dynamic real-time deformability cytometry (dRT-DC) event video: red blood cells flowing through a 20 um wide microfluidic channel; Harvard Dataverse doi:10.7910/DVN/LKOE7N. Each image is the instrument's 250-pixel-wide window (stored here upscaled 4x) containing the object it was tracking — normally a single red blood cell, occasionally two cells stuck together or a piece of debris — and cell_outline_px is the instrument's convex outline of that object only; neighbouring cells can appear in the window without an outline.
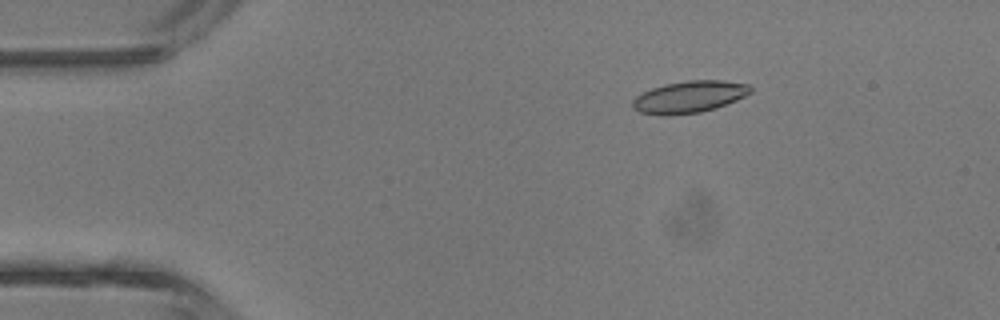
{"species": "common noctule bat (a hibernating species)", "species_latin": "Nyctalus noctula", "temperature_condition": "room temperature", "stored_images_in_passage": 6, "camera_frame_rate_fps": 3000, "um_per_image_px": 0.085, "animal": {"sex": "male", "body_mass_g": 13.3}, "frame": {"image": 1, "passage_image": 3, "time_ms": 2.333, "image_size_px": [1000, 320], "cell_outline_px": [[752, 92], [736, 100], [716, 108], [700, 112], [668, 116], [640, 112], [632, 108], [632, 100], [636, 96], [652, 88], [664, 84], [688, 80], [724, 80], [748, 84], [752, 88]], "centroid_in_image_um": [58.59, 8.23], "position_along_channel_um": 26.4, "area_um2": 21.96}}
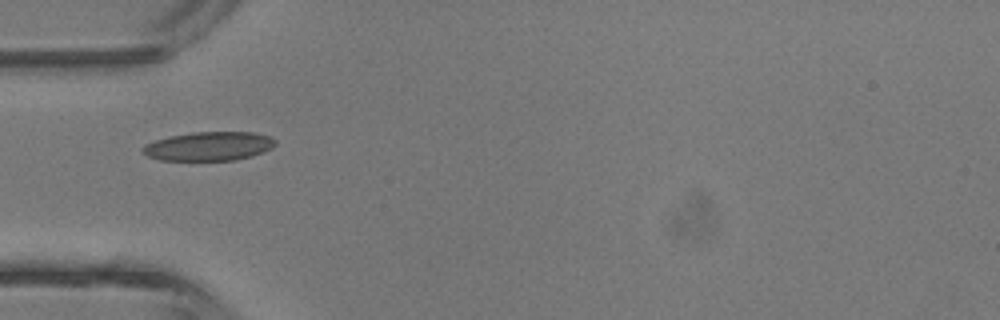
{"frame": {"image": 2, "passage_image": 5, "time_ms": 4.667, "image_size_px": [1000, 320], "cell_outline_px": [[276, 144], [272, 148], [264, 152], [252, 156], [236, 160], [160, 160], [148, 156], [140, 152], [140, 148], [144, 144], [168, 136], [192, 132], [252, 132], [268, 136], [276, 140]], "centroid_in_image_um": [17.73, 12.43], "position_along_channel_um": 67.3, "area_um2": 22.54}}
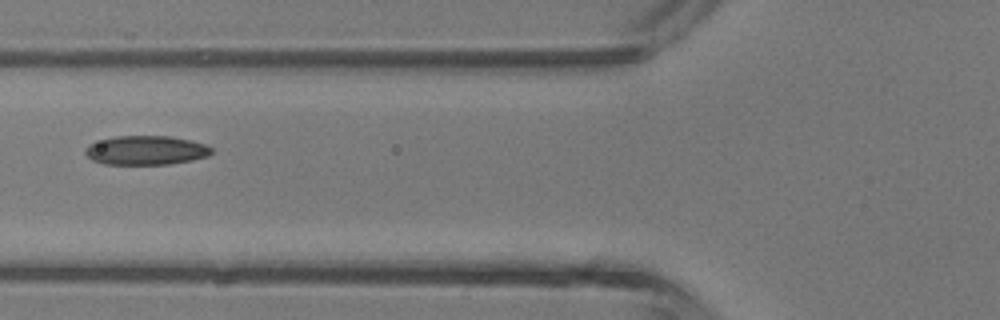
{"frame": {"image": 3, "passage_image": 6, "time_ms": 5.667, "image_size_px": [1000, 320], "cell_outline_px": [[212, 152], [208, 156], [192, 160], [168, 164], [104, 164], [92, 160], [84, 152], [84, 148], [88, 144], [116, 136], [172, 136], [192, 140], [208, 144], [212, 148]], "centroid_in_image_um": [12.44, 12.77], "position_along_channel_um": 113.4, "area_um2": 21.56}}